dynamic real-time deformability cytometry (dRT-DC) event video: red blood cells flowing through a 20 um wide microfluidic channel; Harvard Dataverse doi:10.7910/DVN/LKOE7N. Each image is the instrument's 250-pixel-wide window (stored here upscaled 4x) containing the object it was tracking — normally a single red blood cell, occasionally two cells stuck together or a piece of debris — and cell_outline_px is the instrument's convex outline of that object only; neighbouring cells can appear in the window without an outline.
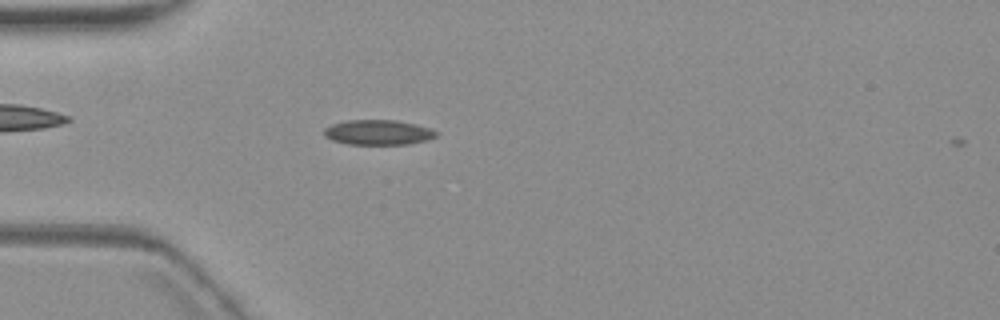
{"species": "common noctule bat (a hibernating species)", "species_latin": "Nyctalus noctula", "temperature_condition": "warm", "stored_images_in_passage": 5, "camera_frame_rate_fps": 3000, "um_per_image_px": 0.085, "animal": {"sex": "female", "body_mass_g": 19.3, "forearm_length_mm": 54.1}, "frame": {"image": 1, "passage_image": 5, "time_ms": 5.667, "image_size_px": [1000, 320], "cell_outline_px": [[440, 132], [436, 136], [428, 140], [408, 144], [348, 144], [332, 140], [324, 136], [324, 128], [332, 124], [348, 120], [396, 120], [416, 124]], "centroid_in_image_um": [32.15, 11.25], "position_along_channel_um": 52.8, "area_um2": 16.36}}